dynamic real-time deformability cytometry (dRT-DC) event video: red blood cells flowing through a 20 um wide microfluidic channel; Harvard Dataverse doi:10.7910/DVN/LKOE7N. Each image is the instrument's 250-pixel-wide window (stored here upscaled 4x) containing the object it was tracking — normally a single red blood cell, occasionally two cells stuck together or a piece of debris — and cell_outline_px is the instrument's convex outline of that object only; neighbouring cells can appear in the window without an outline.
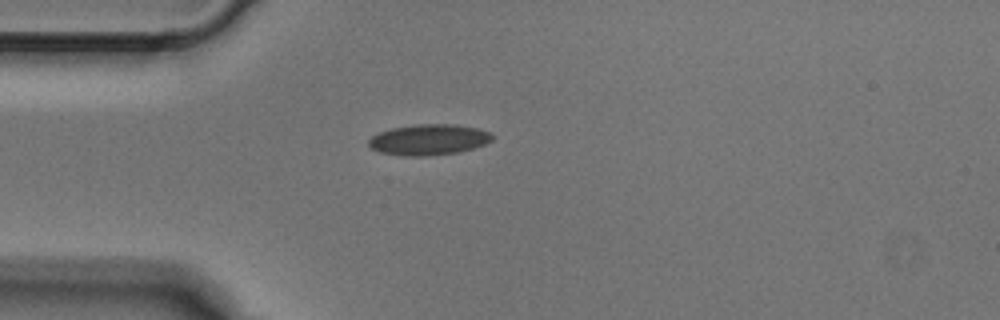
{"species": "Egyptian fruit bat (a non-hibernating species)", "species_latin": "Rousettus aegyptiacus", "temperature_condition": "cold", "stored_images_in_passage": 1, "camera_frame_rate_fps": 3000, "um_per_image_px": 0.085, "animal": {"sex": "male"}, "frame": {"image": 1, "passage_image": 1, "time_ms": 0.0, "image_size_px": [1000, 320], "cell_outline_px": [[496, 136], [492, 140], [484, 144], [460, 152], [424, 156], [404, 156], [380, 152], [372, 148], [368, 144], [368, 140], [372, 136], [380, 132], [392, 128], [416, 124], [452, 124], [476, 128], [492, 132]], "centroid_in_image_um": [36.47, 11.87], "position_along_channel_um": 48.5, "area_um2": 22.2}}